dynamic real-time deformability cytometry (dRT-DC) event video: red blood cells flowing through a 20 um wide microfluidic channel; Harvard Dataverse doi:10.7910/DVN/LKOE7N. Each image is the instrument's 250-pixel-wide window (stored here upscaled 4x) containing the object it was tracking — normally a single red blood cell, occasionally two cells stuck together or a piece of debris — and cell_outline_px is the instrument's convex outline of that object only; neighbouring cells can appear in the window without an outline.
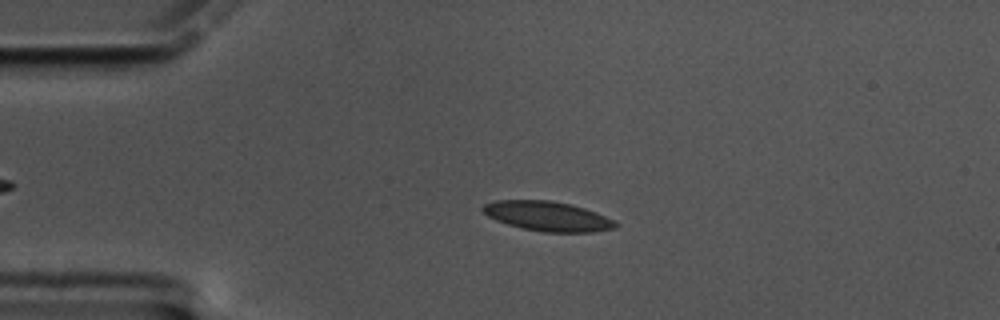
{"species": "common noctule bat (a hibernating species)", "species_latin": "Nyctalus noctula", "temperature_condition": "cold", "stored_images_in_passage": 52, "camera_frame_rate_fps": 3000, "um_per_image_px": 0.085, "animal": {"sex": "male", "body_mass_g": 17.5, "forearm_length_mm": 52.3}, "frame": {"image": 1, "passage_image": 12, "time_ms": 3.667, "image_size_px": [1000, 320], "cell_outline_px": [[620, 224], [616, 228], [592, 232], [544, 232], [524, 228], [508, 224], [496, 220], [488, 216], [480, 208], [484, 204], [496, 200], [552, 200], [572, 204], [596, 212]], "centroid_in_image_um": [46.55, 18.37], "position_along_channel_um": 38.4, "area_um2": 22.89}}
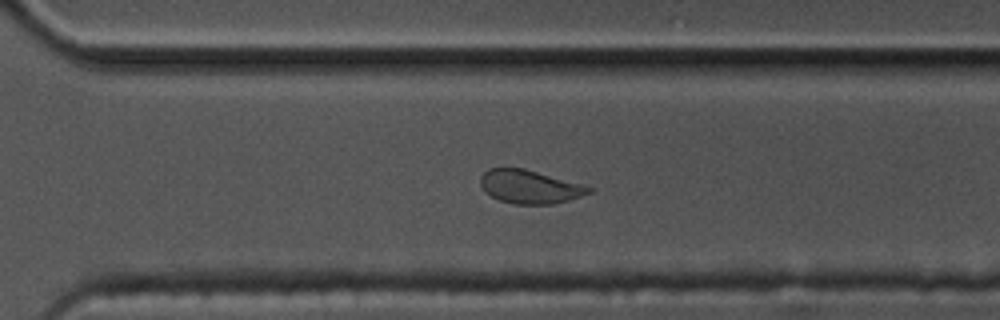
{"frame": {"image": 2, "passage_image": 40, "time_ms": 13.0, "image_size_px": [1000, 320], "cell_outline_px": [[592, 192], [568, 200], [552, 204], [516, 204], [500, 200], [484, 192], [480, 184], [480, 176], [488, 168], [524, 168], [580, 184], [592, 188]], "centroid_in_image_um": [44.97, 15.87], "position_along_channel_um": 325.6, "area_um2": 20.87}}
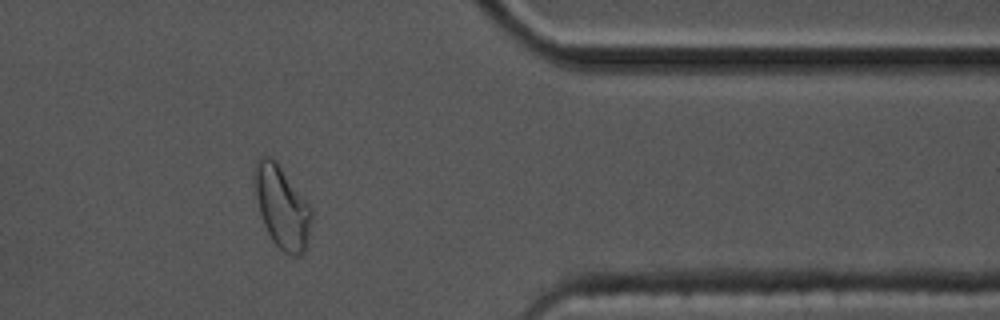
{"frame": {"image": 3, "passage_image": 47, "time_ms": 15.333, "image_size_px": [1000, 320], "cell_outline_px": [[312, 220], [304, 252], [300, 256], [288, 256], [272, 240], [264, 224], [260, 212], [256, 196], [256, 160], [260, 156], [272, 156], [276, 160], [312, 204]], "centroid_in_image_um": [24.02, 17.59], "position_along_channel_um": 387.4, "area_um2": 27.46}, "authors_computed_cell_mechanics": {"area_um2": 22.1952, "velocity_mm_per_s": 3.402, "shape_relaxation_time_tau1_ms": 10.0069, "shape_relaxation_time_tau2_ms": 1.8507, "deformation_change_tau1": 0.1794, "deformation_change_tau2": 0.0603}}